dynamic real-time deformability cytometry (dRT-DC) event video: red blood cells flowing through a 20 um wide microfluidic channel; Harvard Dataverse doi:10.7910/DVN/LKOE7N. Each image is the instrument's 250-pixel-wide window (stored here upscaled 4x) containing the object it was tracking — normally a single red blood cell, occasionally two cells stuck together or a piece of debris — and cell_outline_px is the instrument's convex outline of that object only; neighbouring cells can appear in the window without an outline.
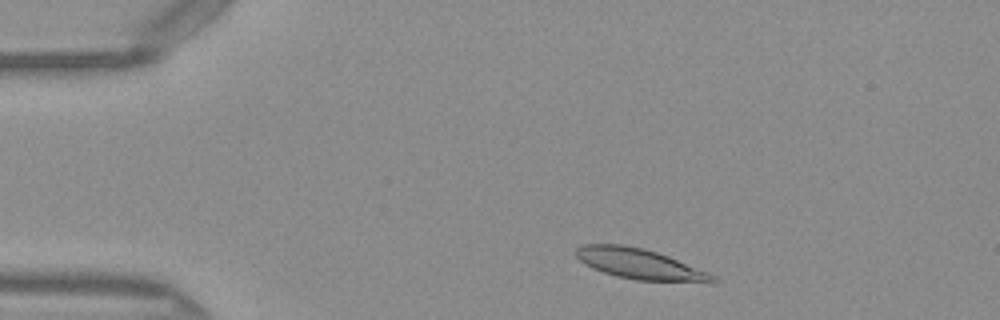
{"species": "Egyptian fruit bat (a non-hibernating species)", "species_latin": "Rousettus aegyptiacus", "temperature_condition": "warm", "stored_images_in_passage": 45, "camera_frame_rate_fps": 3000, "um_per_image_px": 0.085, "frame": {"image": 1, "passage_image": 4, "time_ms": 1.0, "image_size_px": [1000, 320], "cell_outline_px": [[720, 280], [716, 284], [712, 284], [636, 280], [616, 276], [592, 268], [584, 264], [576, 256], [576, 248], [584, 244], [624, 244], [644, 248], [668, 256], [708, 272], [716, 276]], "centroid_in_image_um": [54.48, 22.47], "position_along_channel_um": 30.5, "area_um2": 24.8}}
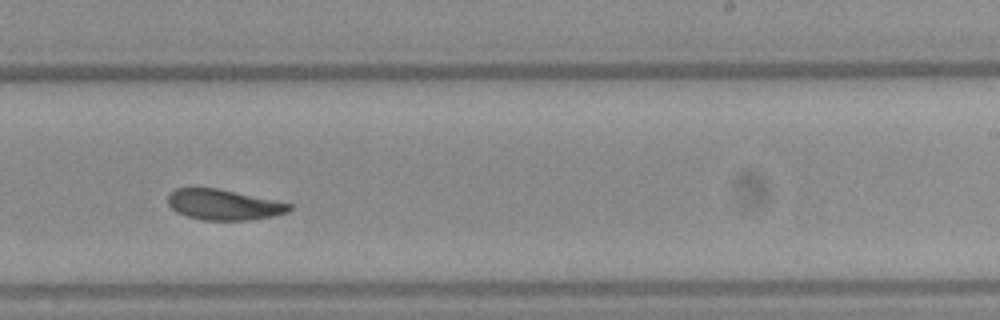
{"frame": {"image": 2, "passage_image": 26, "time_ms": 8.333, "image_size_px": [1000, 320], "cell_outline_px": [[292, 208], [288, 212], [272, 216], [248, 220], [204, 220], [188, 216], [176, 212], [168, 204], [168, 192], [176, 188], [220, 188], [292, 204]], "centroid_in_image_um": [18.99, 17.39], "position_along_channel_um": 270.0, "area_um2": 21.62}}
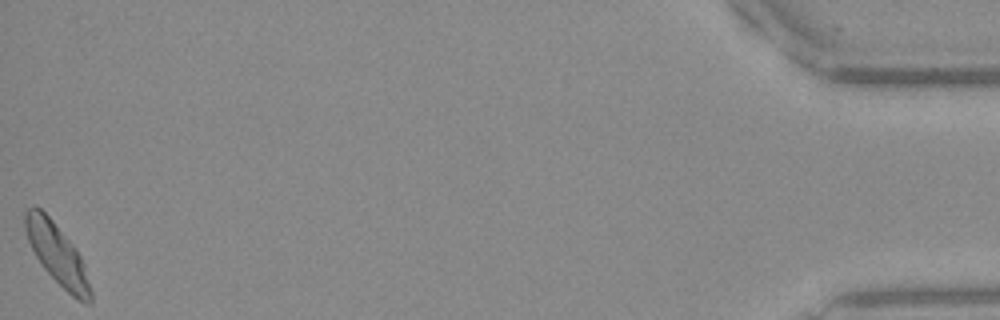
{"frame": {"image": 3, "passage_image": 45, "time_ms": 14.667, "image_size_px": [1000, 320], "cell_outline_px": [[92, 304], [84, 304], [72, 296], [44, 268], [36, 256], [28, 240], [24, 228], [24, 212], [32, 204], [36, 204], [52, 220], [76, 248], [84, 264], [92, 292]], "centroid_in_image_um": [4.86, 21.59], "position_along_channel_um": 430.3, "area_um2": 23.0}, "authors_computed_cell_mechanics": {"area_um2": 22.7154, "velocity_mm_per_s": 4.0384, "shape_relaxation_time_tau1_ms": 2.4885, "shape_relaxation_time_tau2_ms": 1.4432, "deformation_change_tau1": 0.1391, "deformation_change_tau2": 0.0797}}